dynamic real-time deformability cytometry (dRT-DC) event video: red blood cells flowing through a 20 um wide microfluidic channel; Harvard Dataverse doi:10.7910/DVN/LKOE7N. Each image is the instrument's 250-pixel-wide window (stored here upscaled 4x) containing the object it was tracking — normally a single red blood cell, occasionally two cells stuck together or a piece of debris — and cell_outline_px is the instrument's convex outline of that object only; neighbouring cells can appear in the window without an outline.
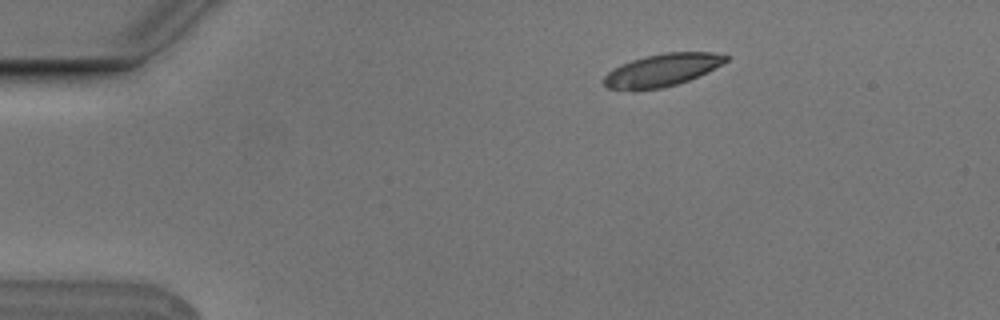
{"species": "Egyptian fruit bat (a non-hibernating species)", "species_latin": "Rousettus aegyptiacus", "temperature_condition": "cold", "stored_images_in_passage": 3, "camera_frame_rate_fps": 3000, "um_per_image_px": 0.085, "animal": {"sex": "male"}, "frame": {"image": 1, "passage_image": 1, "time_ms": 0.0, "image_size_px": [1000, 320], "cell_outline_px": [[728, 60], [708, 72], [688, 80], [676, 84], [660, 88], [636, 92], [632, 92], [608, 88], [604, 84], [604, 76], [608, 72], [620, 64], [644, 56], [664, 52], [712, 52], [728, 56]], "centroid_in_image_um": [56.23, 5.98], "position_along_channel_um": 28.8, "area_um2": 23.41}}
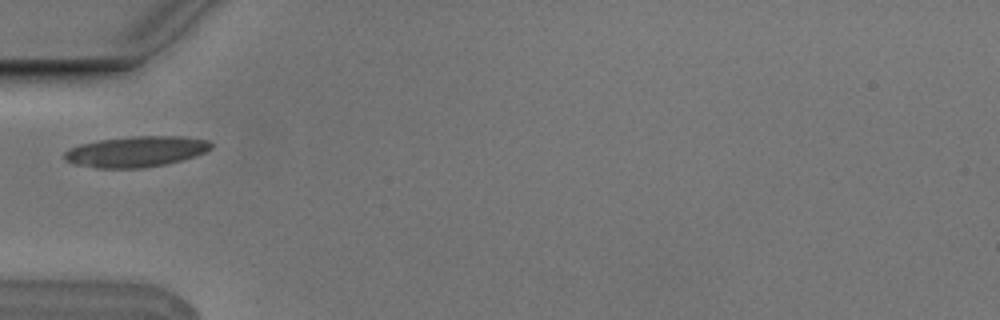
{"frame": {"image": 2, "passage_image": 3, "time_ms": 0.667, "image_size_px": [1000, 320], "cell_outline_px": [[212, 148], [196, 156], [164, 164], [144, 168], [96, 168], [72, 164], [64, 160], [64, 152], [68, 148], [80, 144], [100, 140], [132, 136], [184, 136], [208, 140], [212, 144]], "centroid_in_image_um": [11.53, 12.88], "position_along_channel_um": 73.5, "area_um2": 26.41}}